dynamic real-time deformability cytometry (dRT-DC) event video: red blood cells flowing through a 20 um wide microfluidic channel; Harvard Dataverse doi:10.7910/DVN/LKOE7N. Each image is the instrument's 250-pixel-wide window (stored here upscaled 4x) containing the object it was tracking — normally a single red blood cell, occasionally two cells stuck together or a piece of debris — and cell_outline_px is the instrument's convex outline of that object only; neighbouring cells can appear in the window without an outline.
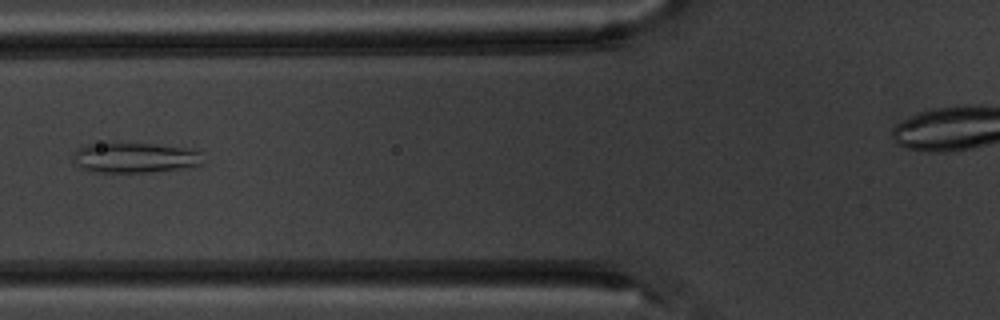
{"species": "common noctule bat (a hibernating species)", "species_latin": "Nyctalus noctula", "temperature_condition": "warm", "stored_images_in_passage": 3, "camera_frame_rate_fps": 3000, "um_per_image_px": 0.085, "animal": {"sex": "male", "body_mass_g": 20.1, "forearm_length_mm": 53.5}, "frame": {"image": 1, "passage_image": 2, "time_ms": 1.0, "image_size_px": [1000, 320], "cell_outline_px": [[204, 164], [196, 168], [148, 172], [92, 172], [76, 164], [72, 156], [72, 152], [76, 148], [88, 144], [156, 144], [196, 148], [200, 152]], "centroid_in_image_um": [11.57, 13.41], "position_along_channel_um": 114.2, "area_um2": 23.35}}